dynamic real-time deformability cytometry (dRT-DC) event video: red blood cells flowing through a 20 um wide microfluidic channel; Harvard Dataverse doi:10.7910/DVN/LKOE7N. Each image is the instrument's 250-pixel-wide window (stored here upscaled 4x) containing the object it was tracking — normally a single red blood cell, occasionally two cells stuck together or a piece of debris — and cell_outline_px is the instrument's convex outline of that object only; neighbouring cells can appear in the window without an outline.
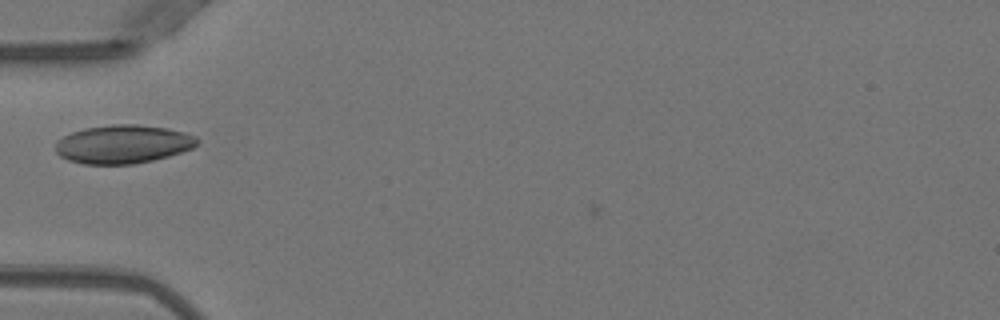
{"species": "Egyptian fruit bat (a non-hibernating species)", "species_latin": "Rousettus aegyptiacus", "temperature_condition": "warm", "stored_images_in_passage": 37, "camera_frame_rate_fps": 3000, "um_per_image_px": 0.085, "animal": {"sex": "female"}, "frame": {"image": 1, "passage_image": 8, "time_ms": 2.333, "image_size_px": [1000, 320], "cell_outline_px": [[200, 144], [192, 148], [168, 156], [152, 160], [132, 164], [84, 164], [68, 160], [60, 156], [56, 152], [56, 140], [72, 132], [84, 128], [112, 124], [136, 124], [168, 128], [184, 132], [196, 136], [200, 140]], "centroid_in_image_um": [10.47, 12.25], "position_along_channel_um": 74.5, "area_um2": 31.91}}
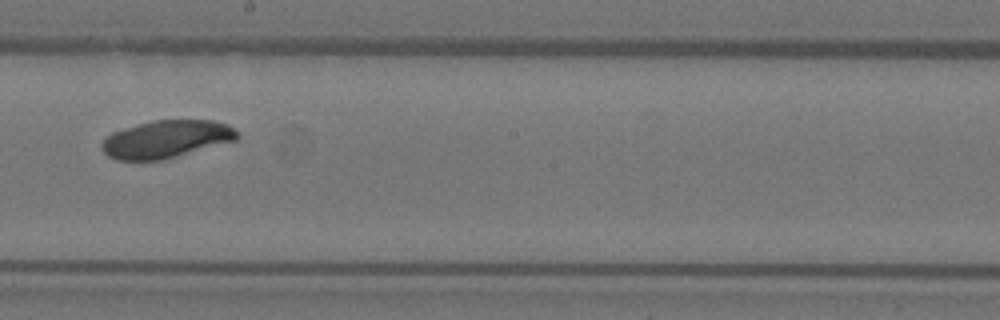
{"frame": {"image": 2, "passage_image": 20, "time_ms": 6.333, "image_size_px": [1000, 320], "cell_outline_px": [[240, 136], [236, 140], [164, 160], [116, 160], [108, 156], [100, 148], [100, 144], [104, 136], [112, 132], [124, 128], [152, 120], [212, 120], [228, 124], [240, 132]], "centroid_in_image_um": [14.12, 11.83], "position_along_channel_um": 234.1, "area_um2": 30.06}}
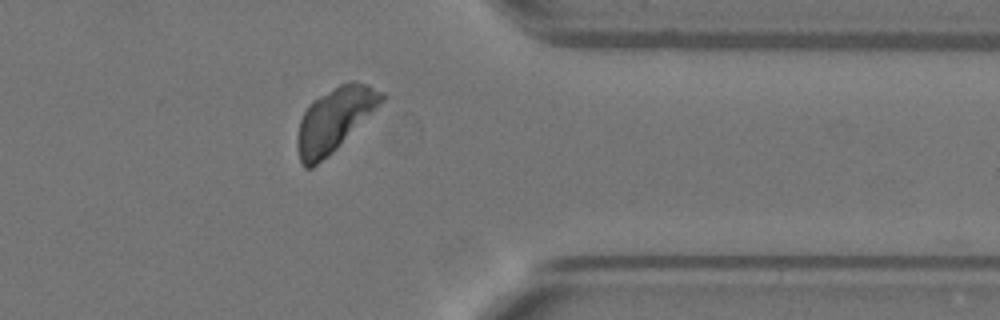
{"frame": {"image": 3, "passage_image": 32, "time_ms": 10.333, "image_size_px": [1000, 320], "cell_outline_px": [[384, 100], [328, 156], [312, 168], [304, 168], [300, 164], [296, 148], [296, 140], [300, 120], [308, 104], [312, 100], [340, 84], [352, 80], [368, 84], [384, 92]], "centroid_in_image_um": [28.39, 10.17], "position_along_channel_um": 383.0, "area_um2": 30.98}}